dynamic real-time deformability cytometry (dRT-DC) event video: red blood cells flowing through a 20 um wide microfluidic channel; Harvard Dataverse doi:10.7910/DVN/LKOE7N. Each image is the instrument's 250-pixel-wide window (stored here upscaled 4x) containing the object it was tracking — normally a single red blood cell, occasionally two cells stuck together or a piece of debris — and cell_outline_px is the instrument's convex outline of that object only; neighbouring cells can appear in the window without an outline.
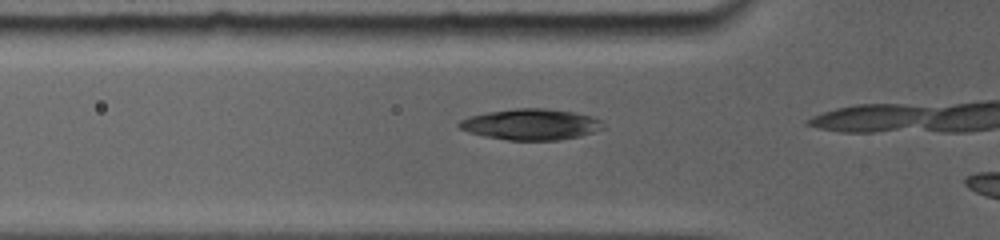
{"species": "common noctule bat (a hibernating species)", "species_latin": "Nyctalus noctula", "temperature_condition": "room temperature", "stored_images_in_passage": 5, "camera_frame_rate_fps": 5000, "um_per_image_px": 0.085, "animal": {"sex": "female", "body_mass_g": 19.0, "forearm_length_mm": 56.7}, "frame": {"image": 1, "passage_image": 4, "time_ms": 1.2, "image_size_px": [1000, 240], "cell_outline_px": [[600, 120], [592, 132], [576, 136], [556, 140], [508, 140], [484, 136], [460, 128], [456, 124], [460, 120], [468, 116], [488, 112], [516, 108], [548, 108], [572, 112], [588, 116]], "centroid_in_image_um": [44.98, 10.56], "position_along_channel_um": 80.8, "area_um2": 25.2}}